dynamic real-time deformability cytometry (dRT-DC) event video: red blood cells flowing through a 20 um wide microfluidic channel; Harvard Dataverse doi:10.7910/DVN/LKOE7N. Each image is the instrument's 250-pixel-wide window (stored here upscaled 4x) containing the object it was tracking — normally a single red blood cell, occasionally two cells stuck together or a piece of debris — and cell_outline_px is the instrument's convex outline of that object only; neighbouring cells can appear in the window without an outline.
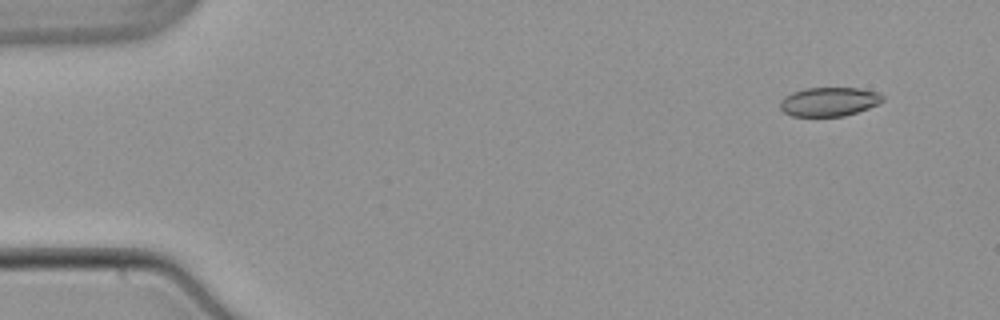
{"species": "common noctule bat (a hibernating species)", "species_latin": "Nyctalus noctula", "temperature_condition": "warm", "stored_images_in_passage": 50, "camera_frame_rate_fps": 3000, "um_per_image_px": 0.085, "animal": {"sex": "male", "body_mass_g": 21.5, "forearm_length_mm": 52.0}, "frame": {"image": 1, "passage_image": 1, "time_ms": 0.0, "image_size_px": [1000, 320], "cell_outline_px": [[884, 100], [880, 104], [844, 116], [792, 116], [784, 112], [780, 108], [780, 100], [784, 96], [792, 92], [804, 88], [860, 88], [880, 92], [884, 96]], "centroid_in_image_um": [70.49, 8.63], "position_along_channel_um": 14.5, "area_um2": 17.51}}
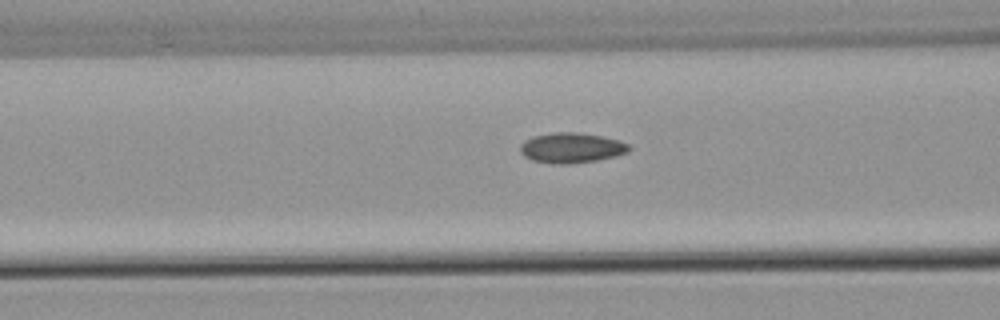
{"frame": {"image": 2, "passage_image": 18, "time_ms": 5.667, "image_size_px": [1000, 320], "cell_outline_px": [[632, 148], [628, 152], [616, 156], [596, 160], [564, 164], [560, 164], [532, 160], [524, 156], [520, 152], [520, 144], [524, 140], [532, 136], [556, 132], [576, 132], [600, 136], [620, 140], [632, 144]], "centroid_in_image_um": [48.6, 12.55], "position_along_channel_um": 118.0, "area_um2": 19.19}}
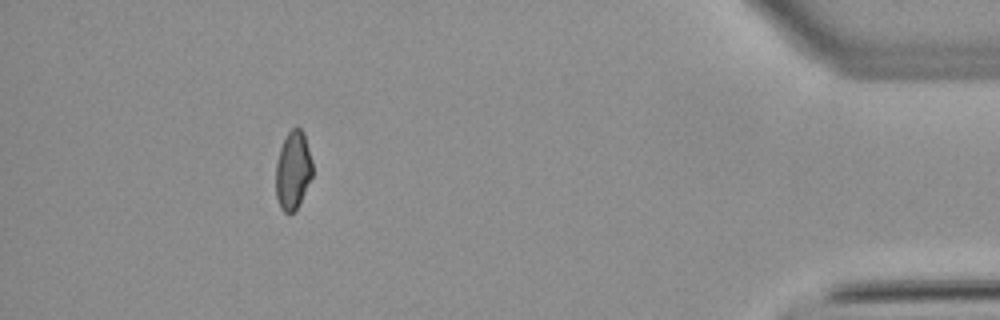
{"frame": {"image": 3, "passage_image": 45, "time_ms": 14.667, "image_size_px": [1000, 320], "cell_outline_px": [[312, 176], [296, 208], [288, 216], [280, 208], [276, 196], [276, 164], [280, 148], [288, 132], [296, 124], [304, 132], [312, 160]], "centroid_in_image_um": [24.9, 14.45], "position_along_channel_um": 410.3, "area_um2": 16.7}, "authors_computed_cell_mechanics": {"area_um2": 18.0625, "velocity_mm_per_s": 3.8842, "shape_relaxation_time_tau1_ms": null, "shape_relaxation_time_tau2_ms": 2.1232, "deformation_change_tau1": null, "deformation_change_tau2": 0.0701}}